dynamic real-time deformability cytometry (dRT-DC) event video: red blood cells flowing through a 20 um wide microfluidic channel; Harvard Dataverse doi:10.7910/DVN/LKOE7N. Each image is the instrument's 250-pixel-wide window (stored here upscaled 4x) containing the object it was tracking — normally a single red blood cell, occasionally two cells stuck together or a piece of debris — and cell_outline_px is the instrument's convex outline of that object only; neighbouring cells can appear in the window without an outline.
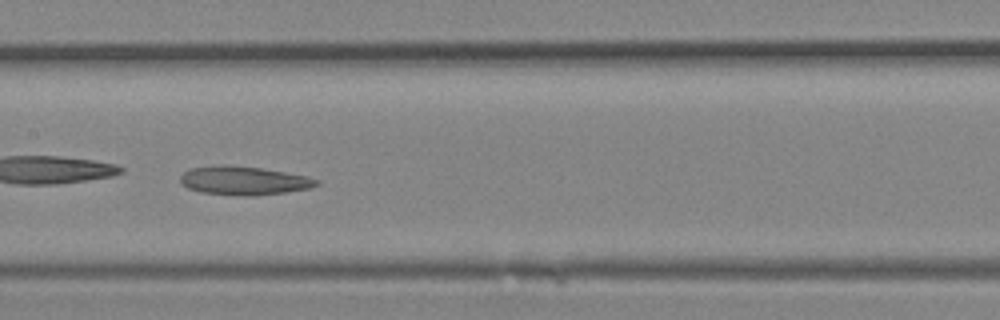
{"species": "Egyptian fruit bat (a non-hibernating species)", "species_latin": "Rousettus aegyptiacus", "temperature_condition": "room temperature", "stored_images_in_passage": 21, "camera_frame_rate_fps": 3000, "um_per_image_px": 0.085, "animal": {"sex": "female"}, "frame": {"image": 1, "passage_image": 10, "time_ms": 3.0, "image_size_px": [1000, 320], "cell_outline_px": [[320, 184], [308, 188], [284, 192], [256, 196], [244, 196], [200, 192], [188, 188], [180, 184], [180, 176], [184, 172], [192, 168], [224, 164], [260, 168], [308, 176], [320, 180]], "centroid_in_image_um": [20.71, 15.35], "position_along_channel_um": 186.7, "area_um2": 22.72}}
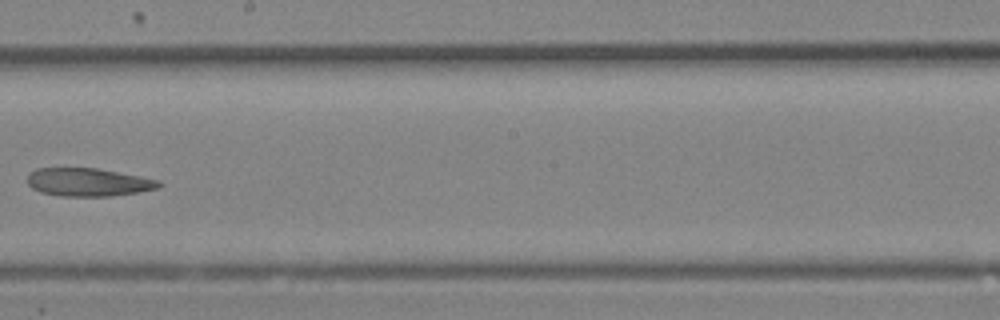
{"frame": {"image": 2, "passage_image": 12, "time_ms": 3.667, "image_size_px": [1000, 320], "cell_outline_px": [[164, 184], [160, 188], [112, 196], [60, 196], [40, 192], [32, 188], [28, 184], [28, 172], [36, 168], [96, 168], [140, 176], [160, 180]], "centroid_in_image_um": [7.51, 15.48], "position_along_channel_um": 240.7, "area_um2": 21.68}}
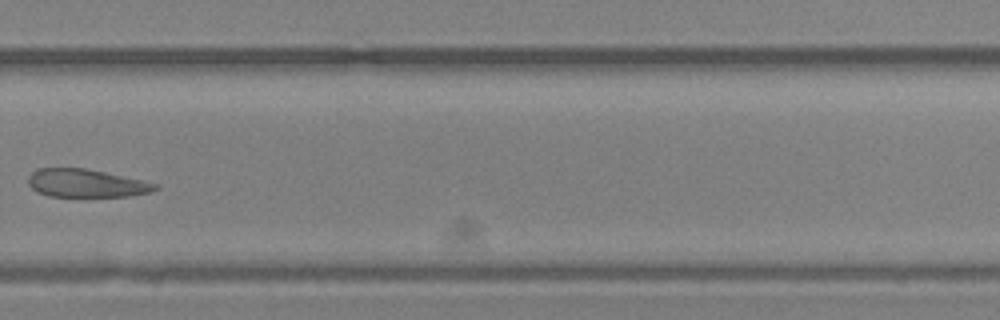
{"frame": {"image": 3, "passage_image": 15, "time_ms": 4.667, "image_size_px": [1000, 320], "cell_outline_px": [[160, 188], [148, 192], [128, 196], [48, 196], [36, 192], [28, 184], [28, 176], [32, 172], [40, 168], [84, 168], [104, 172], [160, 184]], "centroid_in_image_um": [7.31, 15.57], "position_along_channel_um": 322.5, "area_um2": 20.63}}